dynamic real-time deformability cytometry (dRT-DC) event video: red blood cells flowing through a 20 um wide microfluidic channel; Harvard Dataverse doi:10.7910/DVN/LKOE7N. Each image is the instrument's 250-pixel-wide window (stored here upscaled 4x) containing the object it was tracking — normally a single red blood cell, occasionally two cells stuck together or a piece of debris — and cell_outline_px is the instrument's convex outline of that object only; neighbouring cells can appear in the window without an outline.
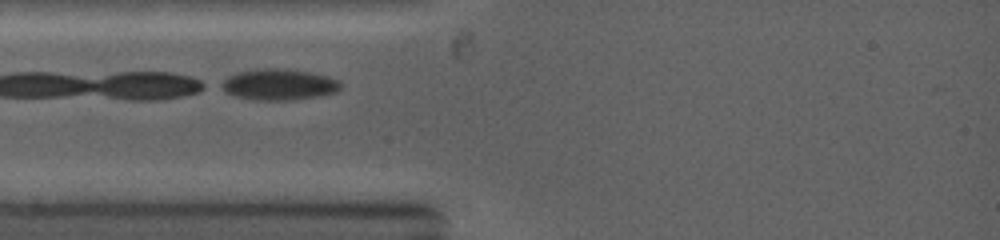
{"species": "common noctule bat (a hibernating species)", "species_latin": "Nyctalus noctula", "temperature_condition": "warm", "stored_images_in_passage": 41, "camera_frame_rate_fps": 5000, "um_per_image_px": 0.085, "animal": {"sex": "female", "body_mass_g": 19.0, "forearm_length_mm": 53.3}, "frame": {"image": 1, "passage_image": 1, "time_ms": 0.0, "image_size_px": [1000, 240], "cell_outline_px": [[340, 88], [336, 92], [320, 96], [292, 100], [252, 100], [236, 96], [220, 88], [216, 84], [228, 76], [236, 72], [264, 68], [276, 68], [308, 72], [328, 76], [336, 80], [340, 84]], "centroid_in_image_um": [23.64, 7.19], "position_along_channel_um": 61.4, "area_um2": 21.62}}